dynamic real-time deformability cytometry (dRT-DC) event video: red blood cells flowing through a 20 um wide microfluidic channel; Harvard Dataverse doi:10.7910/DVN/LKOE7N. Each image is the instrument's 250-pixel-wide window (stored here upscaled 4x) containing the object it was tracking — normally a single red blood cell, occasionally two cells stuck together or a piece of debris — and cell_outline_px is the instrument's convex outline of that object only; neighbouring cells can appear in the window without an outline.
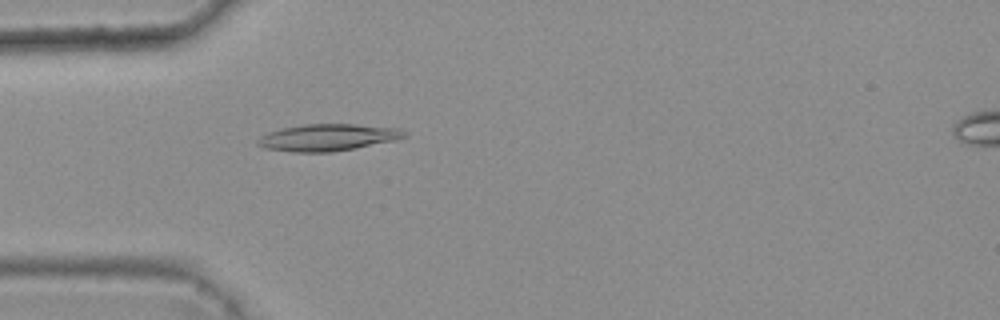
{"species": "common noctule bat (a hibernating species)", "species_latin": "Nyctalus noctula", "temperature_condition": "warm", "stored_images_in_passage": 5, "camera_frame_rate_fps": 3000, "um_per_image_px": 0.085, "animal": {"sex": "female", "body_mass_g": 25.1}, "frame": {"image": 1, "passage_image": 4, "time_ms": 1.0, "image_size_px": [1000, 320], "cell_outline_px": [[408, 132], [404, 136], [392, 140], [356, 148], [332, 152], [292, 152], [264, 148], [256, 144], [256, 140], [260, 136], [268, 132], [280, 128], [304, 124], [356, 124], [396, 128]], "centroid_in_image_um": [27.77, 11.68], "position_along_channel_um": 57.2, "area_um2": 22.89}}